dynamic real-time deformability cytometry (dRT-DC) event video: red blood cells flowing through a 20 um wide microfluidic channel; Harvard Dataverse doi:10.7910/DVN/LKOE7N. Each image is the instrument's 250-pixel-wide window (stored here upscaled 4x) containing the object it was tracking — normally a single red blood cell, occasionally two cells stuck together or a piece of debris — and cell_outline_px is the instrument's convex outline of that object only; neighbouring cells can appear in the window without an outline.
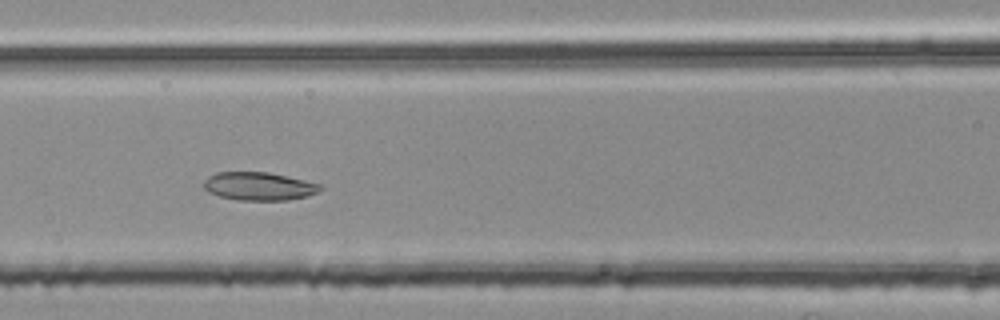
{"species": "common noctule bat (a hibernating species)", "species_latin": "Nyctalus noctula", "temperature_condition": "room temperature", "stored_images_in_passage": 48, "camera_frame_rate_fps": 3000, "um_per_image_px": 0.085, "animal": {"sex": "female", "body_mass_g": 25.1}, "frame": {"image": 1, "passage_image": 21, "time_ms": 6.667, "image_size_px": [1000, 320], "cell_outline_px": [[324, 188], [320, 192], [308, 196], [288, 200], [236, 200], [220, 196], [208, 192], [204, 188], [204, 180], [208, 176], [216, 172], [268, 172], [324, 184]], "centroid_in_image_um": [22.06, 15.83], "position_along_channel_um": 144.5, "area_um2": 19.42}}
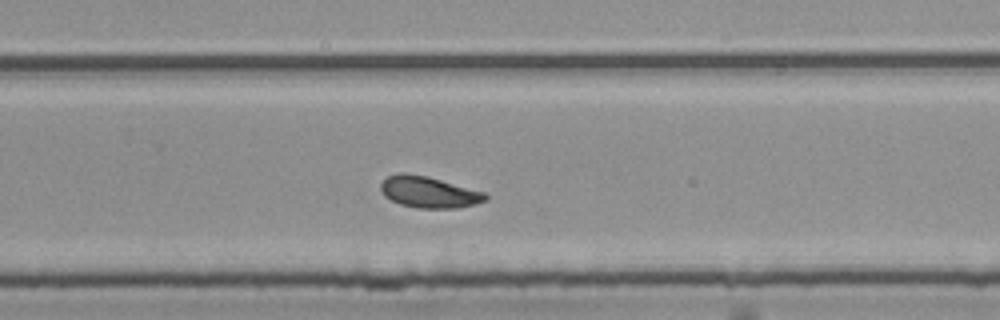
{"frame": {"image": 2, "passage_image": 33, "time_ms": 10.667, "image_size_px": [1000, 320], "cell_outline_px": [[488, 200], [476, 204], [456, 208], [416, 208], [400, 204], [384, 196], [380, 188], [380, 184], [388, 176], [400, 172], [404, 172], [428, 176], [484, 192], [488, 196]], "centroid_in_image_um": [36.45, 16.33], "position_along_channel_um": 293.3, "area_um2": 19.19}}
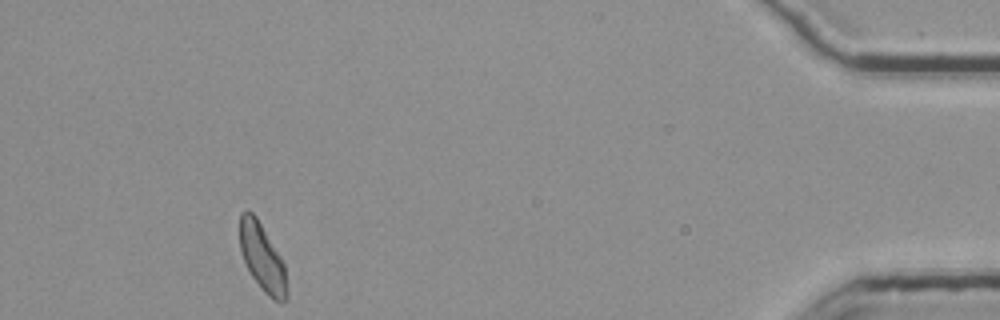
{"frame": {"image": 3, "passage_image": 48, "time_ms": 15.667, "image_size_px": [1000, 320], "cell_outline_px": [[288, 296], [284, 300], [272, 300], [260, 288], [252, 276], [244, 260], [240, 248], [240, 212], [248, 208], [256, 216], [280, 256], [284, 264], [288, 292]], "centroid_in_image_um": [22.29, 21.88], "position_along_channel_um": 412.9, "area_um2": 18.38}, "authors_computed_cell_mechanics": {"area_um2": 19.1607, "velocity_mm_per_s": 3.7411, "shape_relaxation_time_tau1_ms": null, "shape_relaxation_time_tau2_ms": 2.8763, "deformation_change_tau1": null, "deformation_change_tau2": 0.0805}}